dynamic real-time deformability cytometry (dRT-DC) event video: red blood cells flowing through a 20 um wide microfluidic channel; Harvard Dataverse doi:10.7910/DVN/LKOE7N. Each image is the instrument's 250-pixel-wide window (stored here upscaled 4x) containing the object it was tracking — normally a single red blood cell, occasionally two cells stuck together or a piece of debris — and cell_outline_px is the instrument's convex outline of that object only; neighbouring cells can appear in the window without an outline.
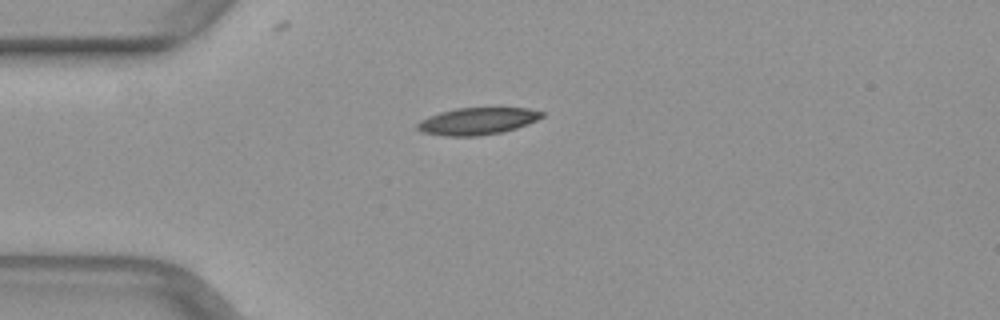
{"species": "common noctule bat (a hibernating species)", "species_latin": "Nyctalus noctula", "temperature_condition": "warm", "stored_images_in_passage": 38, "camera_frame_rate_fps": 3000, "um_per_image_px": 0.085, "animal": {"sex": "female", "body_mass_g": 29.2, "forearm_length_mm": 56.3}, "frame": {"image": 1, "passage_image": 1, "time_ms": 0.0, "image_size_px": [1000, 320], "cell_outline_px": [[544, 116], [528, 124], [504, 132], [476, 136], [444, 136], [420, 132], [416, 128], [416, 124], [420, 120], [428, 116], [440, 112], [456, 108], [528, 108], [544, 112]], "centroid_in_image_um": [40.55, 10.3], "position_along_channel_um": 44.5, "area_um2": 19.77}}
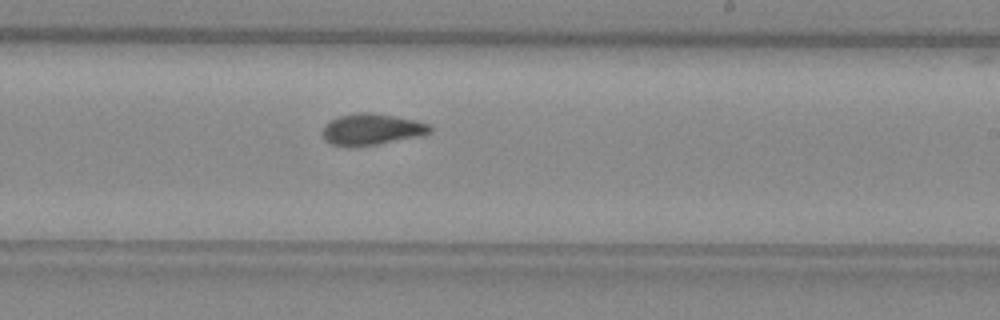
{"frame": {"image": 2, "passage_image": 18, "time_ms": 5.667, "image_size_px": [1000, 320], "cell_outline_px": [[432, 132], [424, 136], [352, 148], [332, 144], [324, 140], [320, 132], [324, 124], [340, 116], [356, 112], [372, 112], [396, 116], [416, 120], [428, 124], [432, 128]], "centroid_in_image_um": [31.58, 11.0], "position_along_channel_um": 257.4, "area_um2": 20.11}}
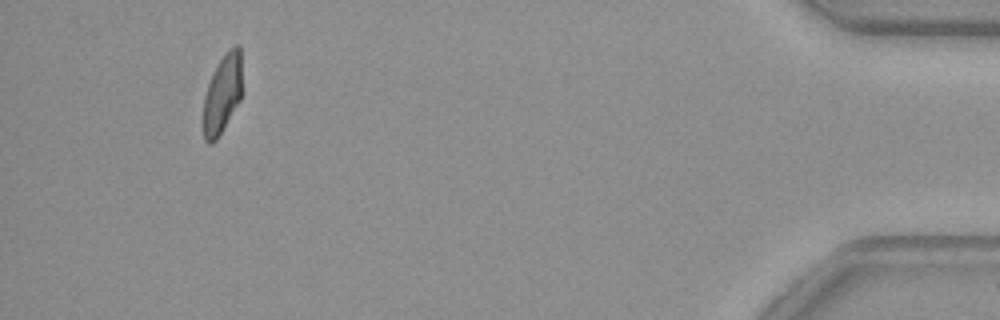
{"frame": {"image": 3, "passage_image": 35, "time_ms": 11.333, "image_size_px": [1000, 320], "cell_outline_px": [[240, 100], [216, 140], [212, 144], [208, 144], [204, 140], [200, 120], [204, 96], [212, 72], [224, 52], [228, 48], [236, 44], [240, 44]], "centroid_in_image_um": [18.82, 8.03], "position_along_channel_um": 416.4, "area_um2": 18.21}}